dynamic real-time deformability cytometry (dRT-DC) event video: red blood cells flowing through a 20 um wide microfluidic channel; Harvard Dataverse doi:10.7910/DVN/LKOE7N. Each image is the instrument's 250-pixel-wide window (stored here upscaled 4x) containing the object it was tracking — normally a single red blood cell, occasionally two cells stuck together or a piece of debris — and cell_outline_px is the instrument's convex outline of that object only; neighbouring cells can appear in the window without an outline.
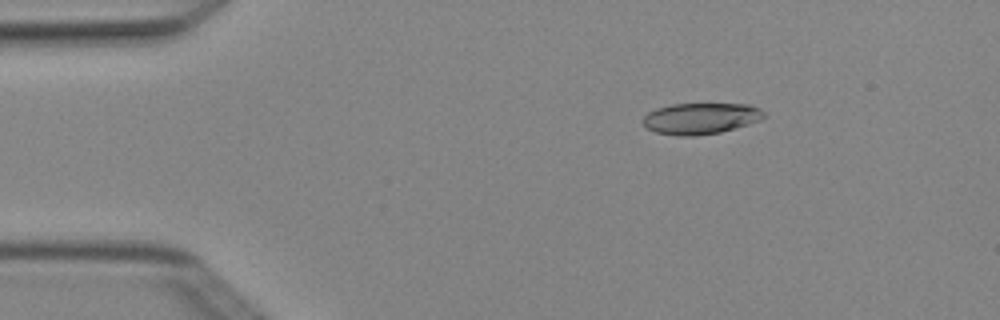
{"species": "Egyptian fruit bat (a non-hibernating species)", "species_latin": "Rousettus aegyptiacus", "temperature_condition": "cold", "stored_images_in_passage": 5, "camera_frame_rate_fps": 3000, "um_per_image_px": 0.085, "animal": {"sex": "female"}, "frame": {"image": 1, "passage_image": 3, "time_ms": 0.667, "image_size_px": [1000, 320], "cell_outline_px": [[768, 116], [760, 120], [736, 128], [720, 132], [696, 136], [676, 136], [656, 132], [648, 128], [644, 124], [644, 116], [648, 112], [656, 108], [672, 104], [748, 104], [760, 108]], "centroid_in_image_um": [59.59, 10.07], "position_along_channel_um": 25.4, "area_um2": 22.08}}
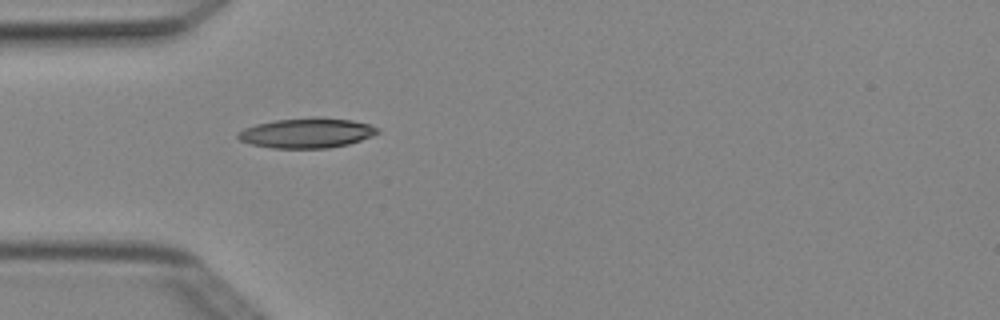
{"frame": {"image": 2, "passage_image": 5, "time_ms": 1.333, "image_size_px": [1000, 320], "cell_outline_px": [[380, 132], [372, 136], [348, 144], [328, 148], [272, 148], [252, 144], [240, 140], [236, 136], [236, 132], [244, 128], [256, 124], [276, 120], [316, 116], [352, 120], [368, 124], [380, 128]], "centroid_in_image_um": [26.08, 11.29], "position_along_channel_um": 58.9, "area_um2": 24.51}}